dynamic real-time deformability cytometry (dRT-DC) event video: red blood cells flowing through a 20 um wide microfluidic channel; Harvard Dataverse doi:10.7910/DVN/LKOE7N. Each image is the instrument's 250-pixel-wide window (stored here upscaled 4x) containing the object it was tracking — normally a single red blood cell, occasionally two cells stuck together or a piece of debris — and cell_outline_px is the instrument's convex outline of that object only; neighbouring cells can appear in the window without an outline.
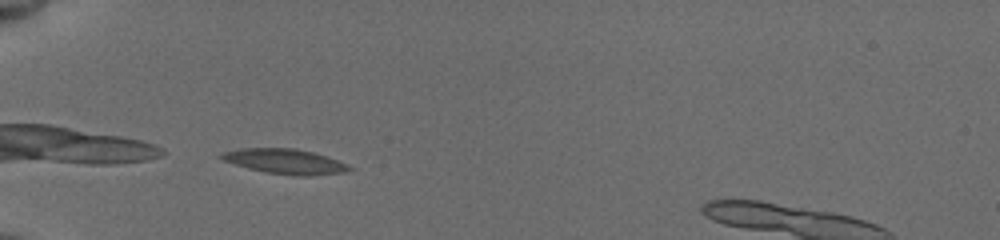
{"species": "common noctule bat (a hibernating species)", "species_latin": "Nyctalus noctula", "temperature_condition": "cold", "stored_images_in_passage": 37, "camera_frame_rate_fps": 3000, "um_per_image_px": 0.085, "animal": {"sex": "female", "body_mass_g": 19.5, "forearm_length_mm": 54.1}, "frame": {"image": 1, "passage_image": 1, "time_ms": 0.0, "image_size_px": [1000, 240], "cell_outline_px": [[352, 168], [344, 172], [304, 176], [296, 176], [264, 172], [248, 168], [224, 160], [216, 156], [220, 152], [240, 148], [296, 148], [312, 152], [348, 164]], "centroid_in_image_um": [24.16, 13.71], "position_along_channel_um": 60.8, "area_um2": 18.5}}
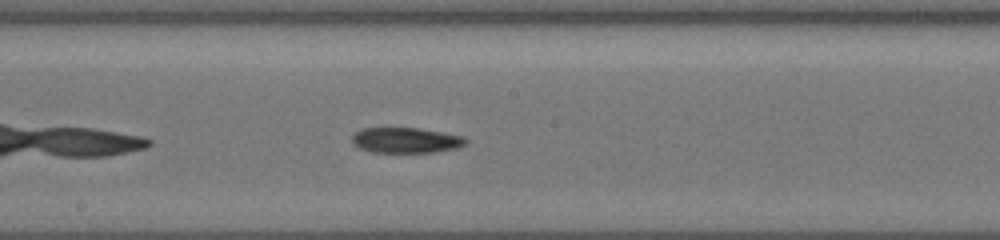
{"frame": {"image": 2, "passage_image": 17, "time_ms": 4.333, "image_size_px": [1000, 240], "cell_outline_px": [[468, 140], [464, 144], [456, 148], [436, 152], [372, 152], [360, 148], [352, 144], [352, 136], [356, 132], [364, 128], [416, 128], [464, 136]], "centroid_in_image_um": [34.49, 11.92], "position_along_channel_um": 213.7, "area_um2": 16.7}}
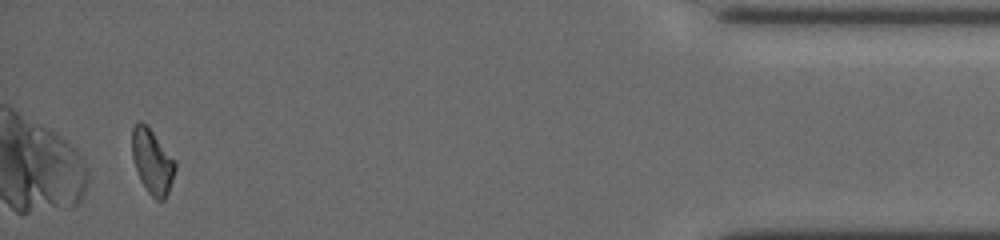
{"frame": {"image": 3, "passage_image": 34, "time_ms": 11.333, "image_size_px": [1000, 240], "cell_outline_px": [[176, 168], [168, 192], [164, 200], [156, 200], [148, 192], [140, 180], [132, 156], [132, 128], [136, 120], [140, 120], [148, 124], [176, 160]], "centroid_in_image_um": [12.94, 13.66], "position_along_channel_um": 422.3, "area_um2": 16.59}}